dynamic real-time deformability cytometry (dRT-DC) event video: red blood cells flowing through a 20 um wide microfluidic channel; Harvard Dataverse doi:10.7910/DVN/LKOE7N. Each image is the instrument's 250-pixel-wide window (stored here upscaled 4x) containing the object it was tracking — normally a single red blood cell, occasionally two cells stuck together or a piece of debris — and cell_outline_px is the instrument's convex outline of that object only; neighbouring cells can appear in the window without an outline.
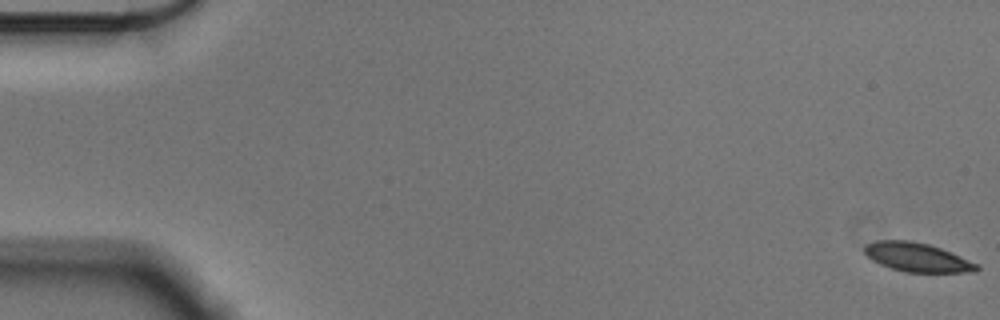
{"species": "Egyptian fruit bat (a non-hibernating species)", "species_latin": "Rousettus aegyptiacus", "temperature_condition": "cold", "stored_images_in_passage": 57, "camera_frame_rate_fps": 3000, "um_per_image_px": 0.085, "animal": {"sex": "male"}, "frame": {"image": 1, "passage_image": 1, "time_ms": 0.0, "image_size_px": [1000, 320], "cell_outline_px": [[980, 268], [976, 272], [904, 272], [880, 264], [872, 260], [864, 252], [864, 244], [876, 240], [908, 240], [928, 244], [940, 248], [980, 264]], "centroid_in_image_um": [77.96, 21.87], "position_along_channel_um": 7.0, "area_um2": 18.96}}
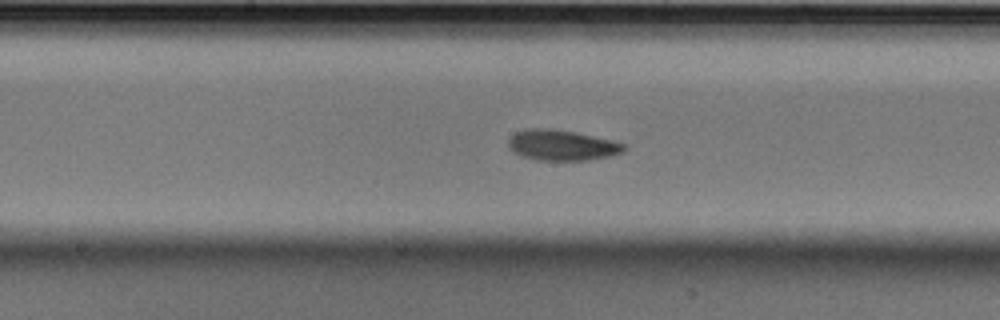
{"frame": {"image": 2, "passage_image": 30, "time_ms": 9.667, "image_size_px": [1000, 320], "cell_outline_px": [[628, 148], [624, 152], [612, 156], [588, 160], [536, 160], [520, 156], [508, 148], [508, 140], [516, 132], [528, 128], [552, 128], [612, 140], [628, 144]], "centroid_in_image_um": [47.79, 12.35], "position_along_channel_um": 200.4, "area_um2": 20.81}}
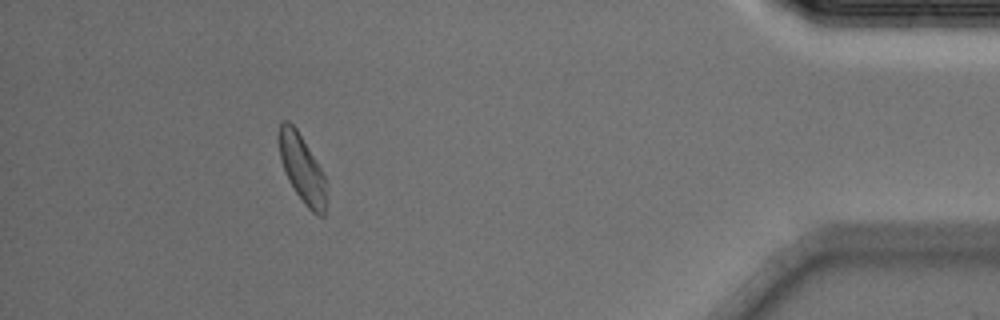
{"frame": {"image": 3, "passage_image": 52, "time_ms": 17.0, "image_size_px": [1000, 320], "cell_outline_px": [[324, 216], [320, 216], [312, 212], [304, 204], [288, 180], [284, 172], [280, 160], [276, 140], [276, 136], [280, 124], [284, 120], [288, 120], [296, 128], [324, 172]], "centroid_in_image_um": [25.6, 14.25], "position_along_channel_um": 409.6, "area_um2": 18.79}, "authors_computed_cell_mechanics": {"area_um2": 19.7098, "velocity_mm_per_s": 3.5632, "shape_relaxation_time_tau1_ms": 2.6691, "shape_relaxation_time_tau2_ms": 2.8854, "deformation_change_tau1": 0.0849, "deformation_change_tau2": 0.0709}}